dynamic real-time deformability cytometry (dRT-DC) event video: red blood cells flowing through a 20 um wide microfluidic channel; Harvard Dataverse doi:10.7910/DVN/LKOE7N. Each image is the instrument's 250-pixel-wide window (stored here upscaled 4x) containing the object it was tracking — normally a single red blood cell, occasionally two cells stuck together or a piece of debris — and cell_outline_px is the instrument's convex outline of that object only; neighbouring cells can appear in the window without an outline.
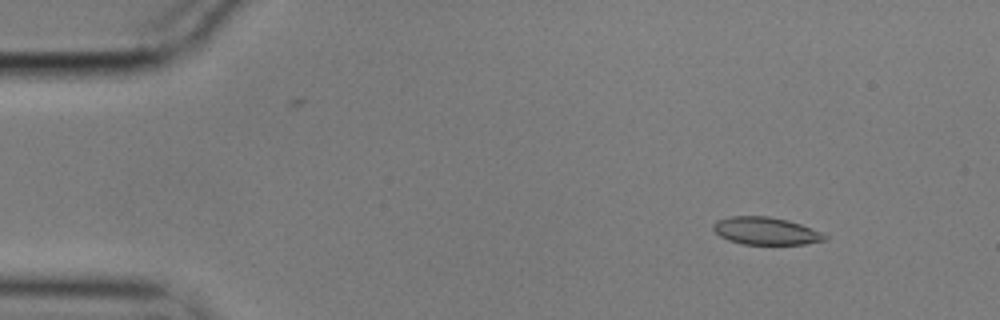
{"species": "common noctule bat (a hibernating species)", "species_latin": "Nyctalus noctula", "temperature_condition": "cold", "stored_images_in_passage": 46, "camera_frame_rate_fps": 3000, "um_per_image_px": 0.085, "animal": {"sex": "male", "body_mass_g": 17.9}, "frame": {"image": 1, "passage_image": 7, "time_ms": 2.0, "image_size_px": [1000, 320], "cell_outline_px": [[828, 240], [804, 244], [744, 244], [728, 240], [720, 236], [712, 228], [712, 224], [716, 220], [732, 216], [768, 216], [788, 220], [800, 224], [820, 232], [828, 236]], "centroid_in_image_um": [65.08, 19.63], "position_along_channel_um": 19.9, "area_um2": 17.86}}
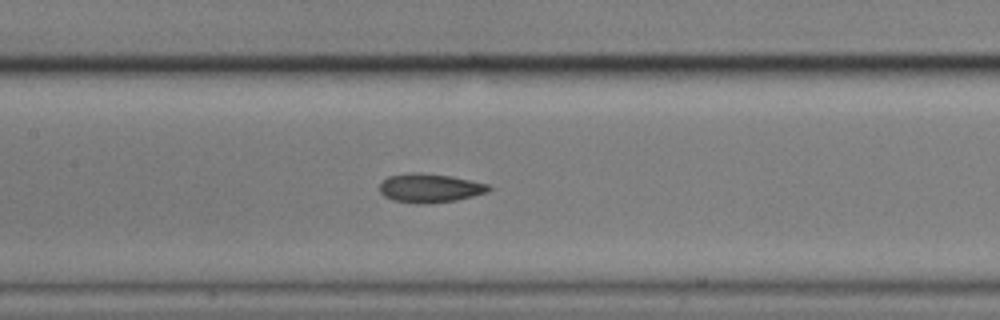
{"frame": {"image": 2, "passage_image": 27, "time_ms": 8.667, "image_size_px": [1000, 320], "cell_outline_px": [[492, 188], [488, 192], [456, 200], [428, 204], [416, 204], [392, 200], [384, 196], [380, 192], [380, 184], [388, 176], [408, 172], [420, 172], [452, 176], [492, 184]], "centroid_in_image_um": [36.56, 15.98], "position_along_channel_um": 170.8, "area_um2": 18.73}}
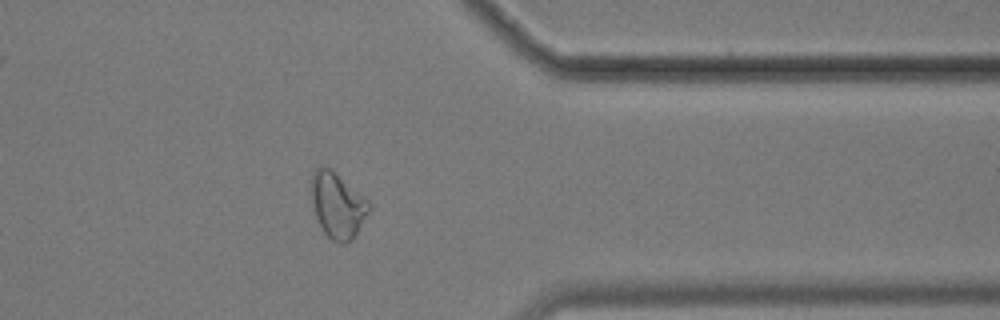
{"frame": {"image": 3, "passage_image": 46, "time_ms": 15.0, "image_size_px": [1000, 320], "cell_outline_px": [[372, 208], [352, 240], [344, 244], [340, 244], [332, 240], [324, 232], [316, 216], [312, 204], [312, 176], [316, 168], [320, 164], [332, 168], [368, 200]], "centroid_in_image_um": [28.71, 17.43], "position_along_channel_um": 382.7, "area_um2": 22.14}, "authors_computed_cell_mechanics": {"area_um2": 18.4382, "velocity_mm_per_s": 3.5179, "shape_relaxation_time_tau1_ms": 11.1177, "shape_relaxation_time_tau2_ms": 2.9046, "deformation_change_tau1": 0.1585, "deformation_change_tau2": 0.0825}}